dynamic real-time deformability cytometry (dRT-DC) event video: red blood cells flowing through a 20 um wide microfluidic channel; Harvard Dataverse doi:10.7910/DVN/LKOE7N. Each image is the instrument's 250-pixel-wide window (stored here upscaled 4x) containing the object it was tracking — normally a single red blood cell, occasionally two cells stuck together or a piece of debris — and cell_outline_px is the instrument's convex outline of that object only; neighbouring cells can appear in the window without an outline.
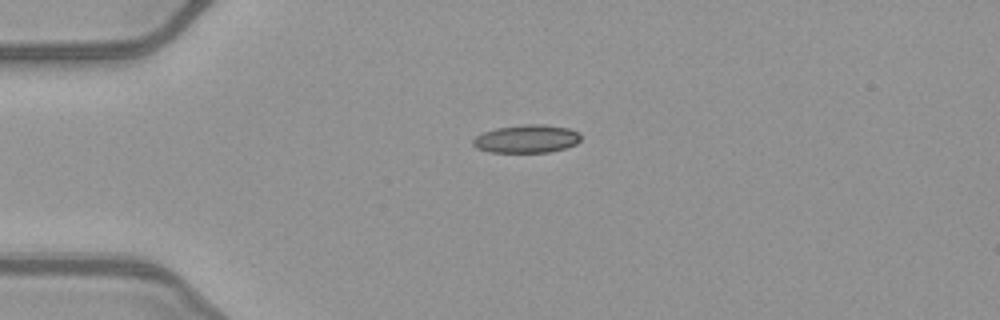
{"species": "common noctule bat (a hibernating species)", "species_latin": "Nyctalus noctula", "temperature_condition": "warm", "stored_images_in_passage": 40, "camera_frame_rate_fps": 3000, "um_per_image_px": 0.085, "animal": {"sex": "female", "body_mass_g": 21.9}, "frame": {"image": 1, "passage_image": 1, "time_ms": 0.0, "image_size_px": [1000, 320], "cell_outline_px": [[580, 140], [576, 144], [564, 148], [548, 152], [488, 152], [476, 148], [472, 144], [472, 140], [476, 136], [484, 132], [496, 128], [524, 124], [544, 124], [568, 128], [580, 132]], "centroid_in_image_um": [44.75, 11.8], "position_along_channel_um": 40.2, "area_um2": 17.69}}
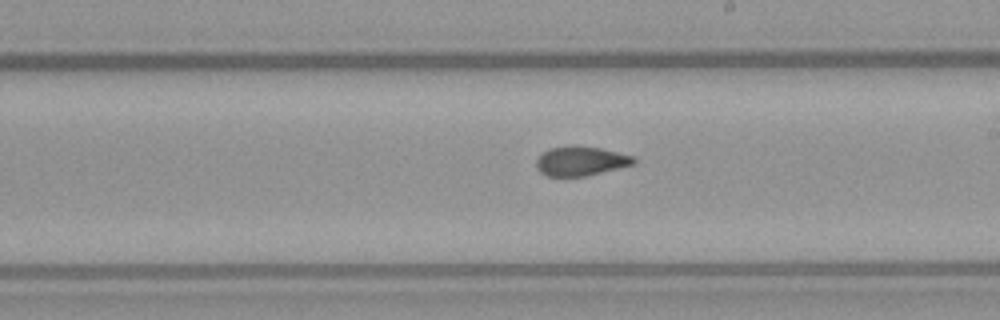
{"frame": {"image": 2, "passage_image": 18, "time_ms": 5.667, "image_size_px": [1000, 320], "cell_outline_px": [[636, 164], [588, 176], [548, 176], [540, 172], [536, 168], [536, 160], [548, 148], [572, 144], [576, 144], [600, 148], [632, 156], [636, 160]], "centroid_in_image_um": [49.36, 13.68], "position_along_channel_um": 239.6, "area_um2": 16.94}}
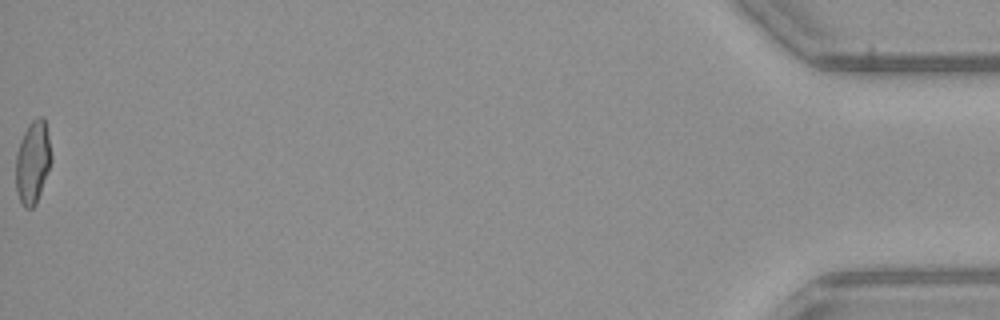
{"frame": {"image": 3, "passage_image": 40, "time_ms": 13.0, "image_size_px": [1000, 320], "cell_outline_px": [[52, 160], [36, 204], [32, 208], [24, 208], [16, 192], [16, 152], [20, 140], [28, 124], [36, 116], [44, 116], [52, 156]], "centroid_in_image_um": [2.78, 13.76], "position_along_channel_um": 432.4, "area_um2": 17.22}, "authors_computed_cell_mechanics": {"area_um2": 17.051, "velocity_mm_per_s": 4.0535, "shape_relaxation_time_tau1_ms": 6.8337, "shape_relaxation_time_tau2_ms": 1.6827, "deformation_change_tau1": 0.1899, "deformation_change_tau2": 0.0794}}